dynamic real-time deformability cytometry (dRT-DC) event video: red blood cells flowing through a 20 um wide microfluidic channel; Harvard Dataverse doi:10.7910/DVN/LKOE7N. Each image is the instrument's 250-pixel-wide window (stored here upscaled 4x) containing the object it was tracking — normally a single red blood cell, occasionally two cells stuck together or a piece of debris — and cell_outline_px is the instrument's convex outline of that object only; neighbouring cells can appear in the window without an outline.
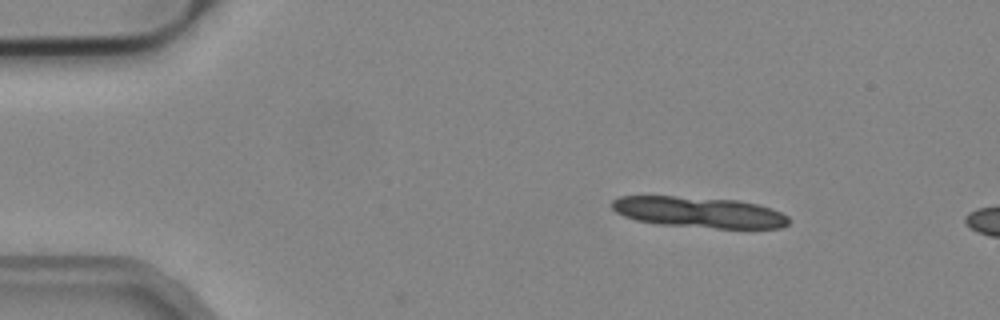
{"species": "common noctule bat (a hibernating species)", "species_latin": "Nyctalus noctula", "temperature_condition": "cold", "stored_images_in_passage": 4, "camera_frame_rate_fps": 3000, "um_per_image_px": 0.085, "animal": {"sex": "male", "body_mass_g": 19.2, "forearm_length_mm": 51.8}, "frame": {"image": 1, "passage_image": 1, "time_ms": 0.0, "image_size_px": [1000, 320], "cell_outline_px": [[788, 224], [780, 228], [716, 228], [660, 224], [636, 220], [624, 216], [616, 212], [612, 208], [612, 200], [620, 196], [676, 196], [736, 200], [760, 204], [772, 208], [788, 216]], "centroid_in_image_um": [59.42, 18.03], "position_along_channel_um": 25.6, "area_um2": 31.79}}